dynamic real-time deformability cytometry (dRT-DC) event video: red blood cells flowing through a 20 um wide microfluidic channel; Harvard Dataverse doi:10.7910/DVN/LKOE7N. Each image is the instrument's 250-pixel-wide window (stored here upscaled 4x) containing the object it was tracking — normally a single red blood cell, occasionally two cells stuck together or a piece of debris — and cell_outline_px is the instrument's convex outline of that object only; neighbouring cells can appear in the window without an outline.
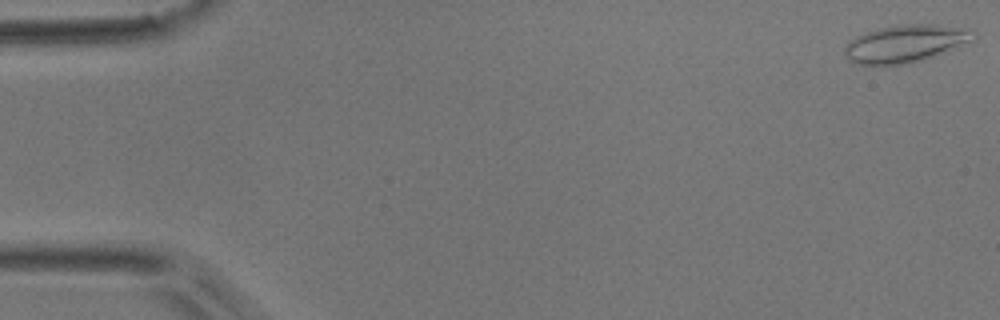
{"species": "common noctule bat (a hibernating species)", "species_latin": "Nyctalus noctula", "temperature_condition": "room temperature", "stored_images_in_passage": 54, "camera_frame_rate_fps": 3000, "um_per_image_px": 0.085, "animal": {"sex": "male", "body_mass_g": 17.9}, "frame": {"image": 1, "passage_image": 1, "time_ms": 0.0, "image_size_px": [1000, 320], "cell_outline_px": [[976, 40], [956, 48], [924, 60], [904, 64], [872, 68], [848, 60], [844, 52], [844, 48], [848, 40], [864, 32], [880, 28], [900, 24], [936, 24], [972, 28], [976, 32]], "centroid_in_image_um": [76.98, 3.72], "position_along_channel_um": 8.0, "area_um2": 29.25}}
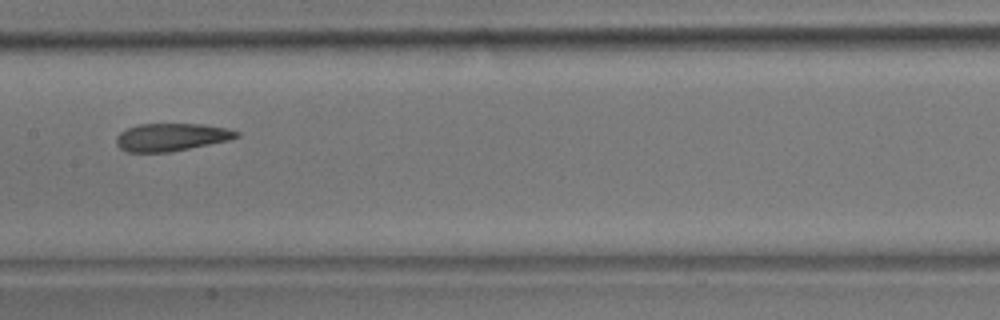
{"frame": {"image": 2, "passage_image": 27, "time_ms": 8.667, "image_size_px": [1000, 320], "cell_outline_px": [[240, 136], [228, 140], [168, 152], [128, 152], [120, 148], [116, 144], [116, 136], [120, 132], [136, 124], [204, 124], [228, 128], [240, 132]], "centroid_in_image_um": [14.55, 11.64], "position_along_channel_um": 192.8, "area_um2": 19.36}}
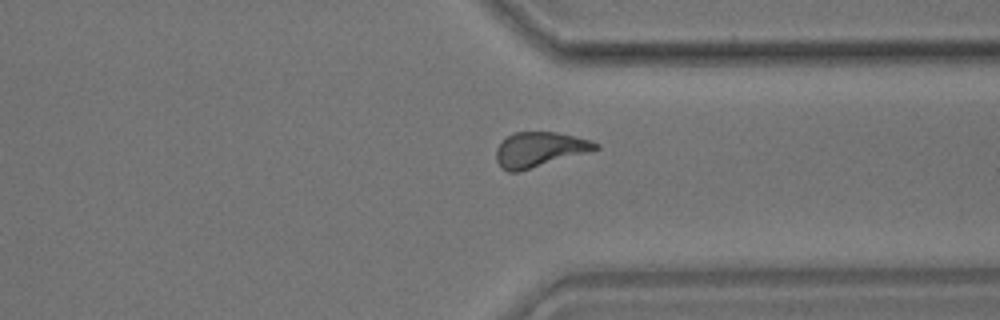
{"frame": {"image": 3, "passage_image": 41, "time_ms": 13.333, "image_size_px": [1000, 320], "cell_outline_px": [[600, 148], [588, 152], [520, 172], [508, 172], [500, 168], [496, 160], [496, 148], [508, 136], [516, 132], [556, 132], [592, 140], [600, 144]], "centroid_in_image_um": [45.86, 12.72], "position_along_channel_um": 365.5, "area_um2": 20.29}, "authors_computed_cell_mechanics": {"area_um2": 20.3167, "velocity_mm_per_s": 3.7108, "shape_relaxation_time_tau1_ms": 11.3624, "shape_relaxation_time_tau2_ms": 2.5661, "deformation_change_tau1": 0.2578, "deformation_change_tau2": 0.11}}